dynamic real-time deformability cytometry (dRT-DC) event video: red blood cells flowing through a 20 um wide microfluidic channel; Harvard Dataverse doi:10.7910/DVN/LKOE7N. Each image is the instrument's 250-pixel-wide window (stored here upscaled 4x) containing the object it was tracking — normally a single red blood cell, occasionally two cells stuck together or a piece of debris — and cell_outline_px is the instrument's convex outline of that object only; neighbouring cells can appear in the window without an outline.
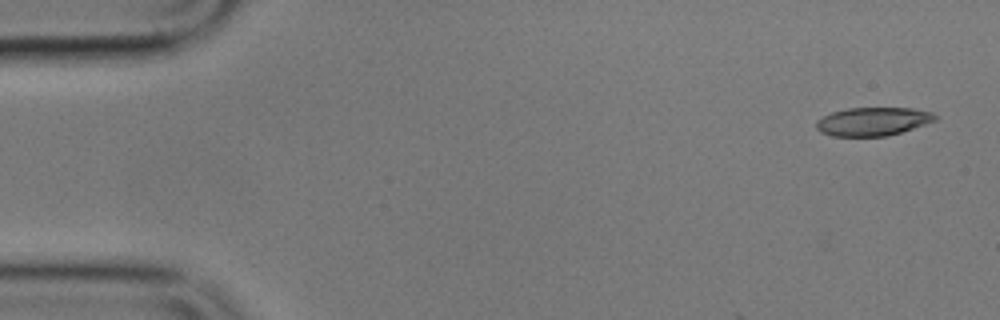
{"species": "common noctule bat (a hibernating species)", "species_latin": "Nyctalus noctula", "temperature_condition": "cold", "stored_images_in_passage": 6, "camera_frame_rate_fps": 3000, "um_per_image_px": 0.085, "animal": {"sex": "male", "body_mass_g": 17.9}, "frame": {"image": 1, "passage_image": 1, "time_ms": 0.0, "image_size_px": [1000, 320], "cell_outline_px": [[936, 120], [900, 132], [884, 136], [832, 136], [820, 132], [816, 128], [816, 120], [832, 112], [848, 108], [912, 108], [932, 112], [936, 116]], "centroid_in_image_um": [74.15, 10.32], "position_along_channel_um": 10.8, "area_um2": 19.48}}